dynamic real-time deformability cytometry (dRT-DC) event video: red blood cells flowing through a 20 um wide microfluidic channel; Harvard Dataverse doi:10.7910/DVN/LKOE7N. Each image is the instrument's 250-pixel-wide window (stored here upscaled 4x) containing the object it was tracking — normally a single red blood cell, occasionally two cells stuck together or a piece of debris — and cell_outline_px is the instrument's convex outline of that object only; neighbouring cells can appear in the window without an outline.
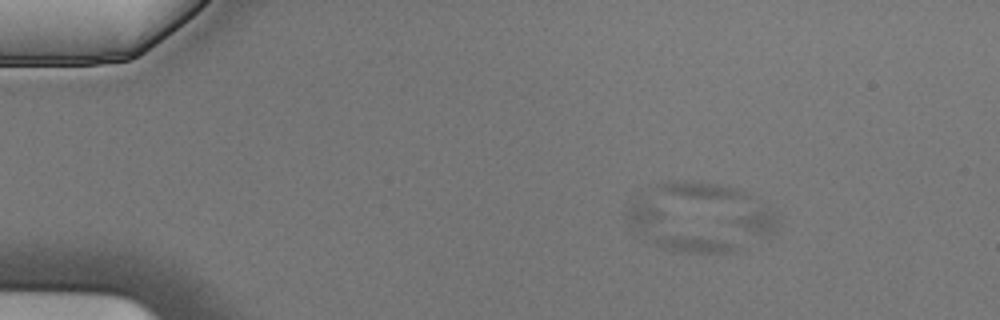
{"species": "Egyptian fruit bat (a non-hibernating species)", "species_latin": "Rousettus aegyptiacus", "temperature_condition": "cold", "stored_images_in_passage": 6, "camera_frame_rate_fps": 3000, "um_per_image_px": 0.085, "animal": {"sex": "male"}, "frame": {"image": 1, "passage_image": 3, "time_ms": 0.667, "image_size_px": [1000, 320], "cell_outline_px": [[744, 248], [736, 252], [680, 252], [660, 248], [648, 240], [632, 228], [628, 224], [624, 216], [624, 212], [628, 200], [636, 200], [656, 208]], "centroid_in_image_um": [57.22, 19.64], "position_along_channel_um": 27.8, "area_um2": 21.68}}